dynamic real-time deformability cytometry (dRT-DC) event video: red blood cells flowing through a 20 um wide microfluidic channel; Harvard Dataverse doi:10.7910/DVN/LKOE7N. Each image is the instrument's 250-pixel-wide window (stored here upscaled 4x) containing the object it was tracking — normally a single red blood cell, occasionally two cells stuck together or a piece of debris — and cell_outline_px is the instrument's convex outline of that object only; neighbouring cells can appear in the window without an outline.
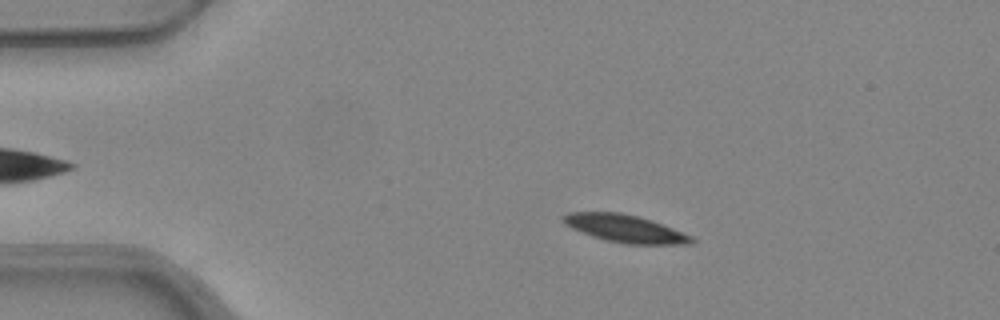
{"species": "common noctule bat (a hibernating species)", "species_latin": "Nyctalus noctula", "temperature_condition": "warm", "stored_images_in_passage": 45, "camera_frame_rate_fps": 3000, "um_per_image_px": 0.085, "animal": {"sex": "female", "body_mass_g": 24.6, "forearm_length_mm": 56.2}, "frame": {"image": 1, "passage_image": 10, "time_ms": 3.0, "image_size_px": [1000, 320], "cell_outline_px": [[696, 240], [692, 244], [624, 244], [604, 240], [592, 236], [572, 228], [564, 224], [560, 220], [560, 216], [568, 212], [620, 212], [652, 220], [692, 236]], "centroid_in_image_um": [53.09, 19.43], "position_along_channel_um": 31.9, "area_um2": 20.75}}
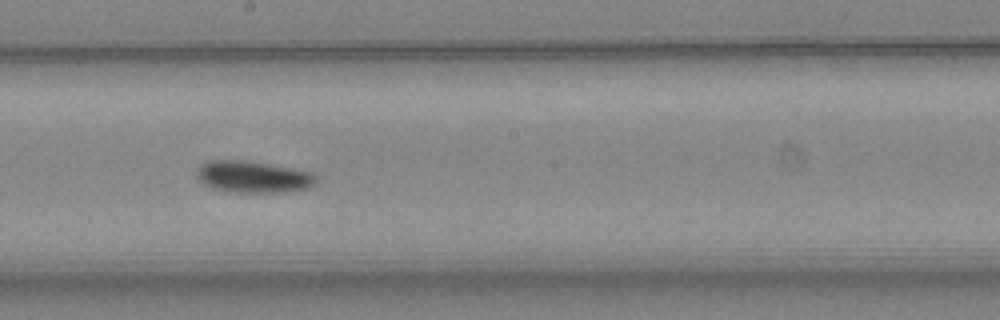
{"frame": {"image": 2, "passage_image": 29, "time_ms": 9.333, "image_size_px": [1000, 320], "cell_outline_px": [[316, 184], [308, 188], [288, 192], [228, 192], [212, 188], [204, 184], [196, 176], [196, 172], [200, 164], [208, 160], [244, 160], [268, 164], [312, 172], [316, 176]], "centroid_in_image_um": [21.5, 15.03], "position_along_channel_um": 226.7, "area_um2": 22.2}}
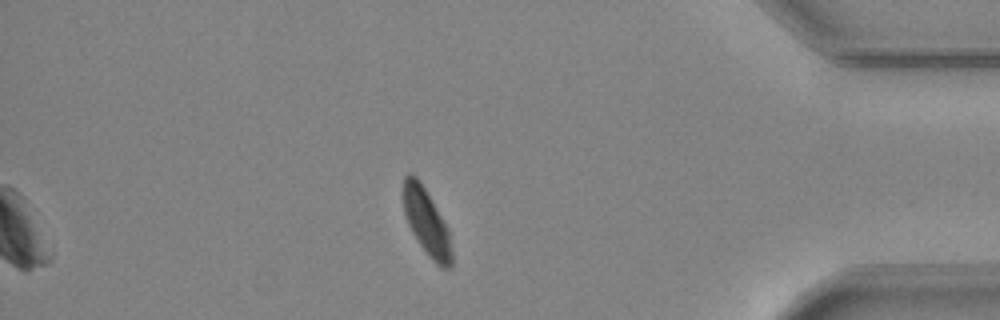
{"frame": {"image": 3, "passage_image": 45, "time_ms": 14.667, "image_size_px": [1000, 320], "cell_outline_px": [[452, 268], [444, 268], [436, 264], [432, 260], [420, 244], [412, 232], [408, 224], [404, 212], [404, 176], [408, 172], [412, 172], [420, 180], [448, 228], [452, 252]], "centroid_in_image_um": [36.26, 18.87], "position_along_channel_um": 398.9, "area_um2": 18.55}, "authors_computed_cell_mechanics": {"area_um2": 21.1548, "velocity_mm_per_s": 3.9234, "shape_relaxation_time_tau1_ms": 3.1248, "shape_relaxation_time_tau2_ms": null, "deformation_change_tau1": 0.1012, "deformation_change_tau2": null}}